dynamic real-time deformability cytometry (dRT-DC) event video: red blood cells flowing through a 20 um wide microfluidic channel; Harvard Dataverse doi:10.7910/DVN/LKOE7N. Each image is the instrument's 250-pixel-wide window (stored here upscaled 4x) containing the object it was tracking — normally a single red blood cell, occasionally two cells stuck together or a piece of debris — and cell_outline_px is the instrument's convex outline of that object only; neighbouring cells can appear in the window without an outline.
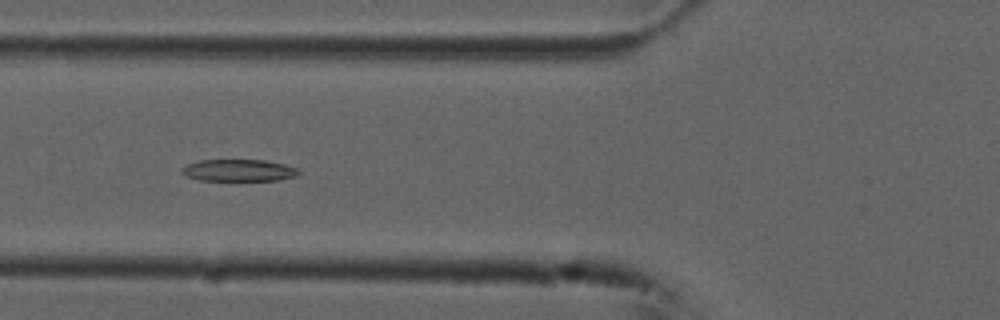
{"species": "common noctule bat (a hibernating species)", "species_latin": "Nyctalus noctula", "temperature_condition": "cold", "stored_images_in_passage": 55, "camera_frame_rate_fps": 3000, "um_per_image_px": 0.085, "animal": {"sex": "male", "forearm_length_mm": 52.5}, "frame": {"image": 1, "passage_image": 21, "time_ms": 6.667, "image_size_px": [1000, 320], "cell_outline_px": [[300, 172], [296, 176], [280, 180], [200, 180], [188, 176], [180, 172], [180, 168], [188, 164], [200, 160], [264, 160], [284, 164], [296, 168]], "centroid_in_image_um": [20.29, 14.47], "position_along_channel_um": 105.5, "area_um2": 14.8}}
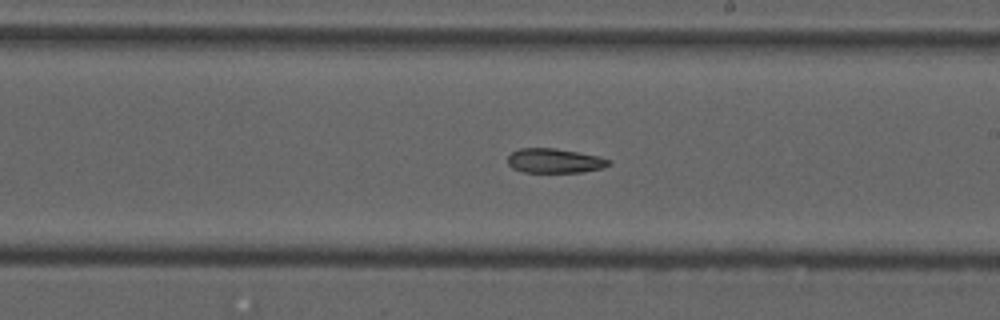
{"frame": {"image": 2, "passage_image": 32, "time_ms": 10.333, "image_size_px": [1000, 320], "cell_outline_px": [[612, 164], [604, 168], [584, 172], [524, 172], [512, 168], [508, 164], [508, 156], [512, 152], [520, 148], [556, 148], [600, 156], [612, 160]], "centroid_in_image_um": [47.19, 13.66], "position_along_channel_um": 241.8, "area_um2": 14.62}}
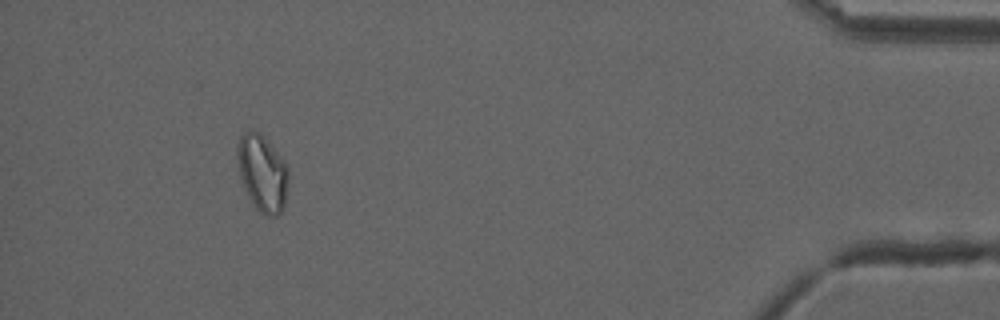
{"frame": {"image": 3, "passage_image": 51, "time_ms": 16.667, "image_size_px": [1000, 320], "cell_outline_px": [[288, 180], [284, 208], [276, 216], [264, 216], [256, 208], [248, 196], [240, 176], [236, 156], [236, 148], [240, 136], [244, 132], [260, 132], [264, 136], [288, 164]], "centroid_in_image_um": [22.31, 14.71], "position_along_channel_um": 412.9, "area_um2": 22.95}, "authors_computed_cell_mechanics": {"area_um2": 17.5712, "velocity_mm_per_s": 3.7256, "shape_relaxation_time_tau1_ms": null, "shape_relaxation_time_tau2_ms": 8.5631, "deformation_change_tau1": null, "deformation_change_tau2": 0.1425}}